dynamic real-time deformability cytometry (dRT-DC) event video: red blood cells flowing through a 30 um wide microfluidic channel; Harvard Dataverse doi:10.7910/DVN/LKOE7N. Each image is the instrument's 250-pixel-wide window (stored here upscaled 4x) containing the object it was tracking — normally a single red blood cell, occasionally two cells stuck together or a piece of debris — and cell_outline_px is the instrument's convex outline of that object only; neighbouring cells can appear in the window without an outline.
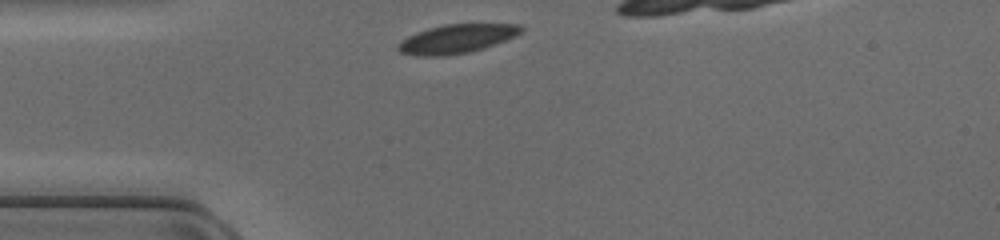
{"species": "common noctule bat (a hibernating species)", "species_latin": "Nyctalus noctula", "temperature_condition": "cold", "stored_images_in_passage": 21, "camera_frame_rate_fps": 3000, "um_per_image_px": 0.085, "animal": {"sex": "female", "body_mass_g": 17.0, "forearm_length_mm": 48.0}, "frame": {"image": 1, "passage_image": 1, "time_ms": 0.0, "image_size_px": [1000, 240], "cell_outline_px": [[524, 28], [516, 36], [484, 48], [468, 52], [440, 56], [416, 56], [400, 52], [396, 48], [396, 44], [408, 36], [416, 32], [428, 28], [444, 24], [520, 24]], "centroid_in_image_um": [38.79, 3.3], "position_along_channel_um": 46.2, "area_um2": 20.69}}
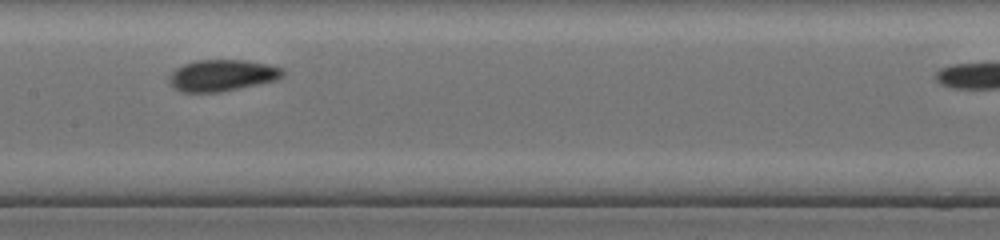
{"frame": {"image": 2, "passage_image": 12, "time_ms": 3.667, "image_size_px": [1000, 240], "cell_outline_px": [[284, 76], [276, 80], [220, 92], [180, 92], [168, 80], [168, 76], [176, 68], [184, 64], [196, 60], [244, 60], [268, 64], [284, 68]], "centroid_in_image_um": [18.89, 6.4], "position_along_channel_um": 188.5, "area_um2": 20.81}}
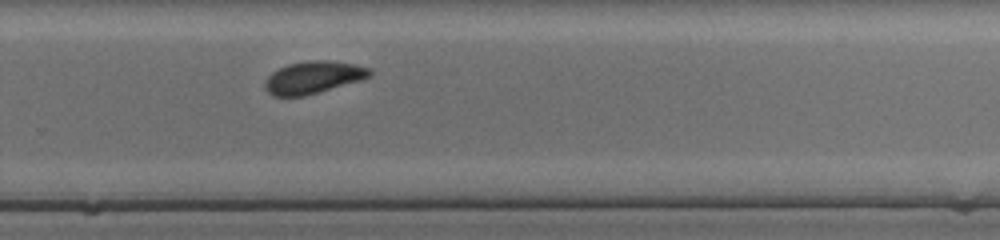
{"frame": {"image": 3, "passage_image": 20, "time_ms": 6.333, "image_size_px": [1000, 240], "cell_outline_px": [[372, 76], [360, 80], [304, 96], [272, 96], [264, 88], [264, 80], [272, 72], [288, 64], [308, 60], [332, 60], [352, 64], [368, 68], [372, 72]], "centroid_in_image_um": [26.59, 6.57], "position_along_channel_um": 303.2, "area_um2": 19.65}}